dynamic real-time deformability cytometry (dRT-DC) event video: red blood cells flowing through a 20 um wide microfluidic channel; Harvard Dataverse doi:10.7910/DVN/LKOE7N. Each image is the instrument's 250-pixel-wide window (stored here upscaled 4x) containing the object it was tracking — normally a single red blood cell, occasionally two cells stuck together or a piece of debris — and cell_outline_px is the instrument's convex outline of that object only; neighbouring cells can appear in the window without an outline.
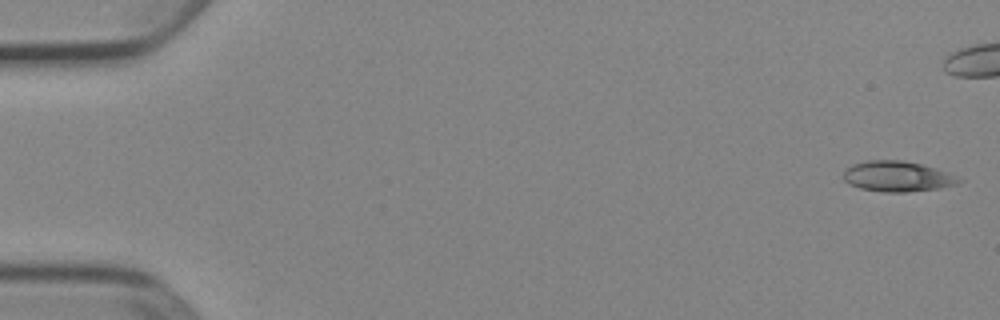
{"species": "Egyptian fruit bat (a non-hibernating species)", "species_latin": "Rousettus aegyptiacus", "temperature_condition": "cold", "stored_images_in_passage": 45, "camera_frame_rate_fps": 3000, "um_per_image_px": 0.085, "animal": {"sex": "female"}, "frame": {"image": 1, "passage_image": 1, "time_ms": 0.0, "image_size_px": [1000, 320], "cell_outline_px": [[964, 180], [956, 184], [936, 188], [904, 192], [884, 192], [860, 188], [848, 184], [844, 180], [844, 172], [852, 164], [868, 160], [904, 160], [920, 164], [956, 176]], "centroid_in_image_um": [76.22, 14.99], "position_along_channel_um": 8.8, "area_um2": 20.11}}
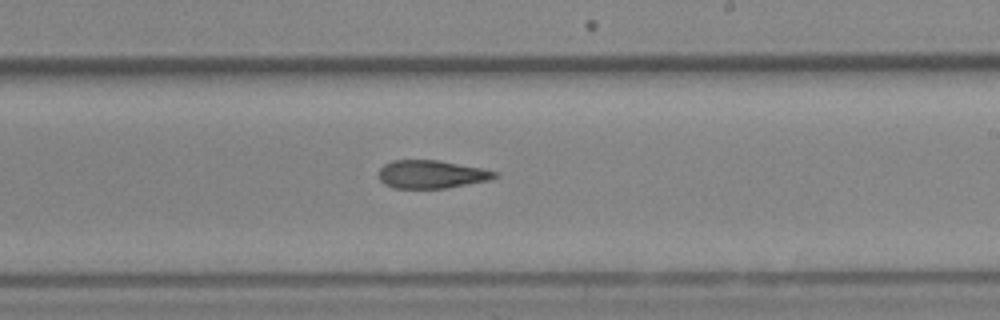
{"frame": {"image": 2, "passage_image": 31, "time_ms": 10.0, "image_size_px": [1000, 320], "cell_outline_px": [[500, 176], [488, 180], [448, 188], [392, 188], [384, 184], [380, 180], [380, 168], [384, 164], [392, 160], [440, 160], [500, 172]], "centroid_in_image_um": [36.69, 14.81], "position_along_channel_um": 252.3, "area_um2": 19.07}}
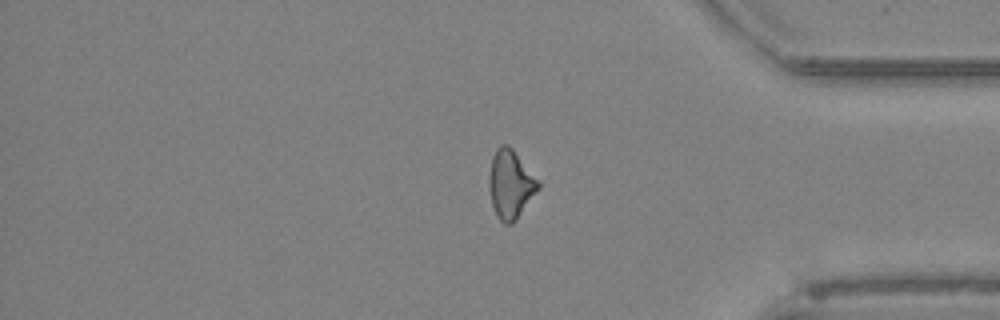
{"frame": {"image": 3, "passage_image": 43, "time_ms": 14.0, "image_size_px": [1000, 320], "cell_outline_px": [[540, 188], [516, 220], [512, 224], [504, 224], [496, 216], [492, 204], [488, 188], [488, 184], [492, 156], [496, 148], [500, 144], [508, 144], [512, 148], [540, 180]], "centroid_in_image_um": [43.4, 15.65], "position_along_channel_um": 391.8, "area_um2": 19.94}, "authors_computed_cell_mechanics": {"area_um2": 19.7098, "velocity_mm_per_s": 3.9347, "shape_relaxation_time_tau1_ms": null, "shape_relaxation_time_tau2_ms": 4.433, "deformation_change_tau1": null, "deformation_change_tau2": 0.1437}}